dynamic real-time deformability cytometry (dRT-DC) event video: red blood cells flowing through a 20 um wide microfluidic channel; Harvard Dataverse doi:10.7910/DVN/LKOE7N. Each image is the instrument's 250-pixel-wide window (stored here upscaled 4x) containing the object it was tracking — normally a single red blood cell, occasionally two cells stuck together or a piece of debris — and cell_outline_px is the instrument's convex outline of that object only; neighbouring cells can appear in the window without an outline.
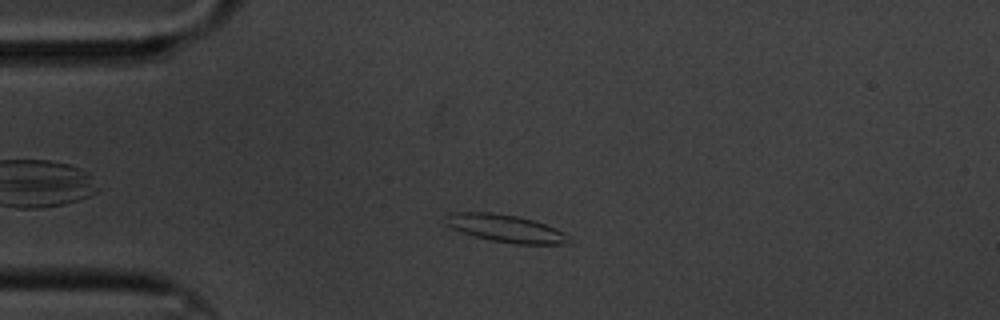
{"species": "common noctule bat (a hibernating species)", "species_latin": "Nyctalus noctula", "temperature_condition": "cold", "stored_images_in_passage": 56, "camera_frame_rate_fps": 3000, "um_per_image_px": 0.085, "animal": {"sex": "male", "body_mass_g": 20.1, "forearm_length_mm": 53.5}, "frame": {"image": 1, "passage_image": 10, "time_ms": 3.0, "image_size_px": [1000, 320], "cell_outline_px": [[568, 244], [516, 244], [492, 240], [460, 232], [444, 224], [444, 216], [448, 212], [492, 212], [516, 216], [536, 220], [556, 228], [564, 232], [568, 236]], "centroid_in_image_um": [42.93, 19.39], "position_along_channel_um": 42.1, "area_um2": 19.94}}
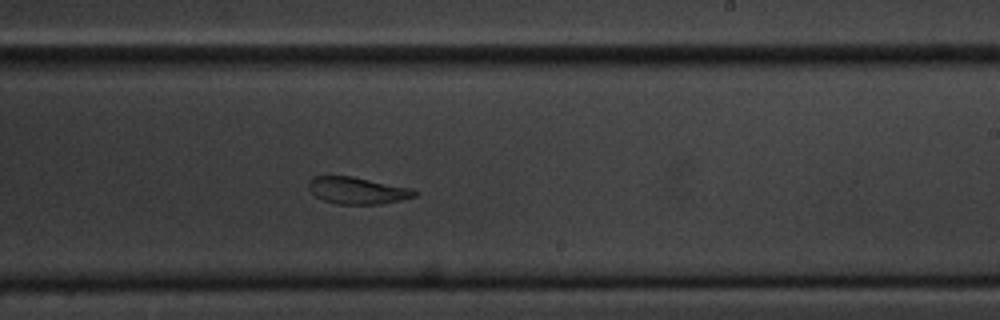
{"frame": {"image": 2, "passage_image": 32, "time_ms": 10.333, "image_size_px": [1000, 320], "cell_outline_px": [[420, 192], [416, 196], [400, 200], [380, 204], [340, 204], [324, 200], [316, 196], [308, 188], [308, 180], [316, 176], [352, 176], [412, 188]], "centroid_in_image_um": [30.41, 16.19], "position_along_channel_um": 258.6, "area_um2": 16.59}}
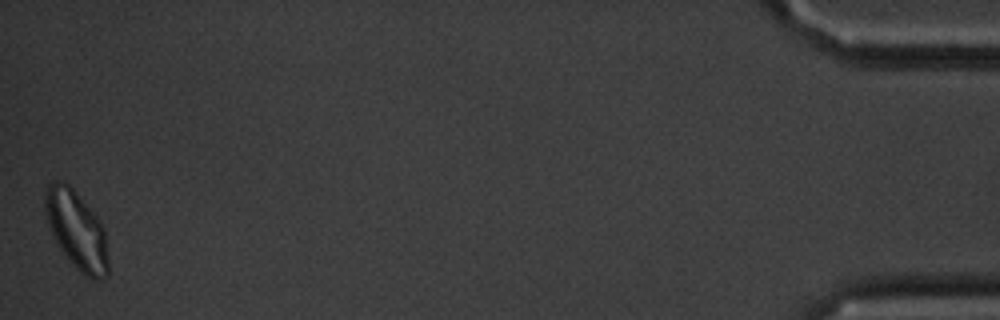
{"frame": {"image": 3, "passage_image": 56, "time_ms": 18.333, "image_size_px": [1000, 320], "cell_outline_px": [[108, 276], [100, 280], [92, 280], [84, 276], [68, 260], [56, 244], [52, 236], [48, 224], [44, 208], [44, 192], [48, 184], [56, 180], [60, 180], [68, 184], [72, 188], [100, 220], [104, 228], [108, 260]], "centroid_in_image_um": [6.49, 19.59], "position_along_channel_um": 428.7, "area_um2": 29.13}, "authors_computed_cell_mechanics": {"area_um2": 18.5827, "velocity_mm_per_s": 3.272, "shape_relaxation_time_tau1_ms": null, "shape_relaxation_time_tau2_ms": 3.2335, "deformation_change_tau1": null, "deformation_change_tau2": 0.0917}}